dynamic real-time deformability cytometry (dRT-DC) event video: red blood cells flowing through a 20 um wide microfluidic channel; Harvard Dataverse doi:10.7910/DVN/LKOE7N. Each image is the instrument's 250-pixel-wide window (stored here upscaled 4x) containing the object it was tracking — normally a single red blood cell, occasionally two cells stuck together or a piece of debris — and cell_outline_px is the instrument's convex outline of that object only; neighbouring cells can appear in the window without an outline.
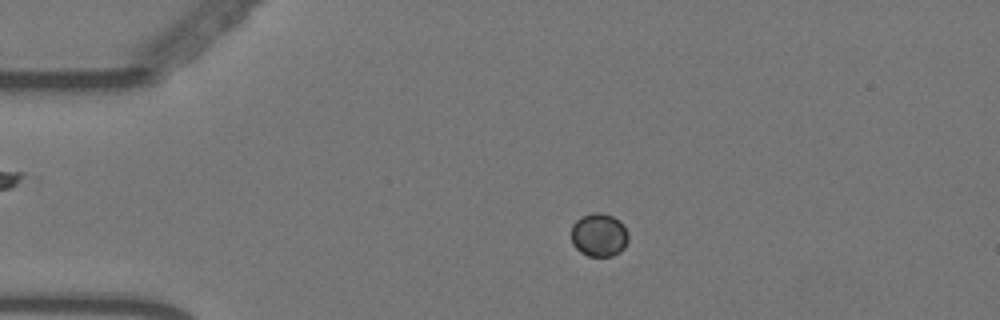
{"species": "Egyptian fruit bat (a non-hibernating species)", "species_latin": "Rousettus aegyptiacus", "temperature_condition": "warm", "stored_images_in_passage": 57, "camera_frame_rate_fps": 3000, "um_per_image_px": 0.085, "animal": {"sex": "female"}, "frame": {"image": 1, "passage_image": 12, "time_ms": 3.667, "image_size_px": [1000, 320], "cell_outline_px": [[628, 240], [624, 248], [620, 252], [612, 256], [588, 256], [580, 252], [572, 244], [572, 224], [576, 220], [592, 212], [600, 212], [612, 216], [620, 220], [624, 224], [628, 232]], "centroid_in_image_um": [50.94, 19.97], "position_along_channel_um": 34.1, "area_um2": 14.57}}
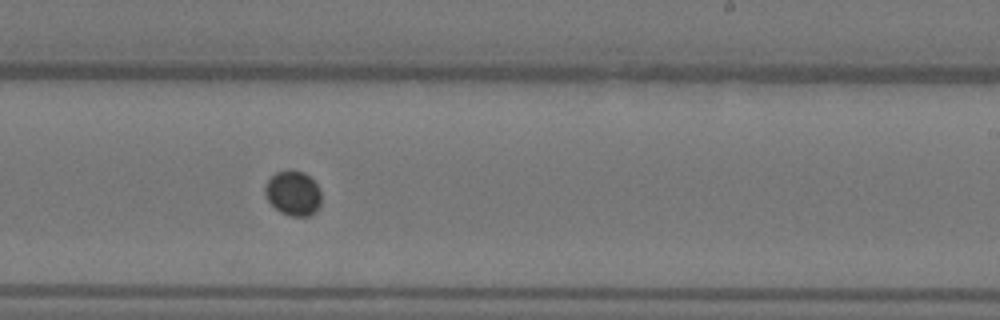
{"frame": {"image": 2, "passage_image": 35, "time_ms": 11.333, "image_size_px": [1000, 320], "cell_outline_px": [[320, 208], [316, 212], [308, 216], [288, 216], [280, 212], [268, 200], [264, 192], [264, 188], [268, 180], [276, 172], [304, 172], [320, 188]], "centroid_in_image_um": [24.93, 16.47], "position_along_channel_um": 264.1, "area_um2": 14.45}}
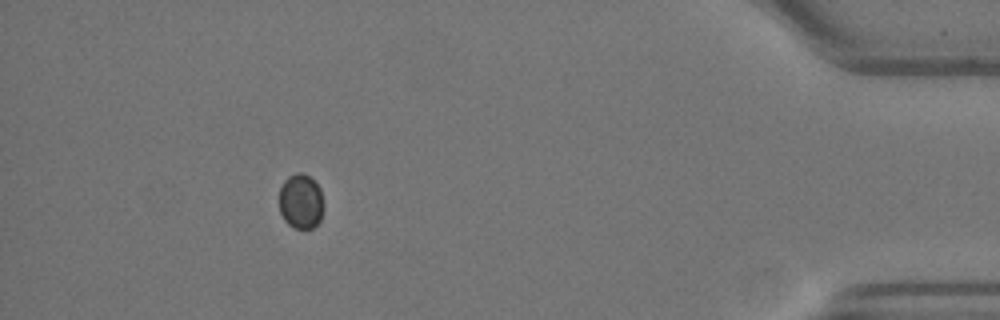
{"frame": {"image": 3, "passage_image": 52, "time_ms": 17.0, "image_size_px": [1000, 320], "cell_outline_px": [[324, 208], [320, 220], [312, 228], [296, 228], [288, 224], [284, 220], [280, 212], [280, 188], [284, 180], [288, 176], [296, 172], [300, 172], [308, 176], [320, 188], [324, 204]], "centroid_in_image_um": [25.58, 17.11], "position_along_channel_um": 409.6, "area_um2": 14.22}}